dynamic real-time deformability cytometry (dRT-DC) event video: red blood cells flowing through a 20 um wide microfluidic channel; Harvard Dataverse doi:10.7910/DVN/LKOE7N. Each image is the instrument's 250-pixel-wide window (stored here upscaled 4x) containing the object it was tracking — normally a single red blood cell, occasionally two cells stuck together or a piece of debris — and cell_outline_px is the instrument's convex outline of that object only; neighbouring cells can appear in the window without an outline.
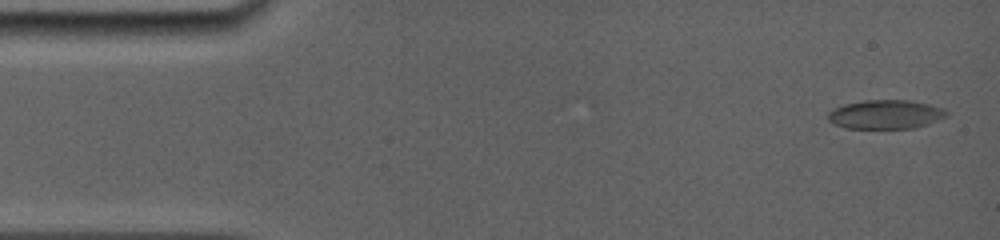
{"species": "common noctule bat (a hibernating species)", "species_latin": "Nyctalus noctula", "temperature_condition": "room temperature", "stored_images_in_passage": 11, "camera_frame_rate_fps": 5000, "um_per_image_px": 0.085, "animal": {"sex": "female", "body_mass_g": 19.0, "forearm_length_mm": 56.7}, "frame": {"image": 1, "passage_image": 1, "time_ms": 0.0, "image_size_px": [1000, 240], "cell_outline_px": [[948, 116], [928, 124], [912, 128], [848, 128], [832, 124], [828, 120], [828, 112], [844, 104], [864, 100], [912, 100], [944, 108], [948, 112]], "centroid_in_image_um": [75.29, 9.72], "position_along_channel_um": 9.7, "area_um2": 20.06}}
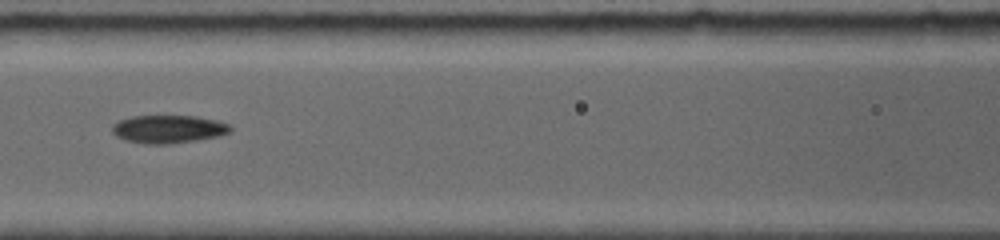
{"frame": {"image": 2, "passage_image": 7, "time_ms": 6.4, "image_size_px": [1000, 240], "cell_outline_px": [[232, 132], [220, 136], [196, 140], [168, 144], [144, 144], [124, 140], [116, 136], [112, 132], [112, 124], [120, 120], [132, 116], [196, 116], [216, 120], [228, 124], [232, 128]], "centroid_in_image_um": [14.31, 10.98], "position_along_channel_um": 152.3, "area_um2": 19.42}}
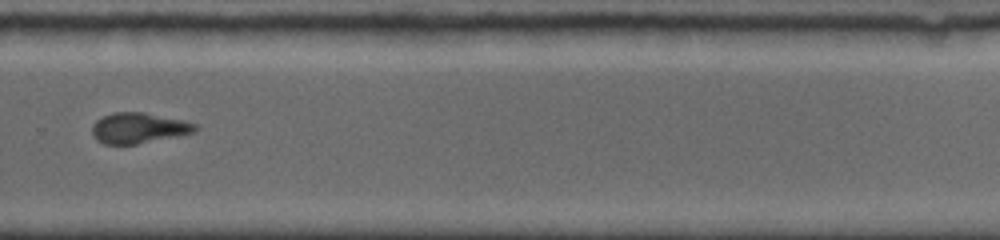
{"frame": {"image": 3, "passage_image": 11, "time_ms": 10.6, "image_size_px": [1000, 240], "cell_outline_px": [[196, 132], [136, 144], [104, 144], [96, 140], [92, 136], [92, 124], [96, 120], [112, 112], [144, 112], [184, 120], [196, 124]], "centroid_in_image_um": [11.75, 10.88], "position_along_channel_um": 318.1, "area_um2": 18.38}}